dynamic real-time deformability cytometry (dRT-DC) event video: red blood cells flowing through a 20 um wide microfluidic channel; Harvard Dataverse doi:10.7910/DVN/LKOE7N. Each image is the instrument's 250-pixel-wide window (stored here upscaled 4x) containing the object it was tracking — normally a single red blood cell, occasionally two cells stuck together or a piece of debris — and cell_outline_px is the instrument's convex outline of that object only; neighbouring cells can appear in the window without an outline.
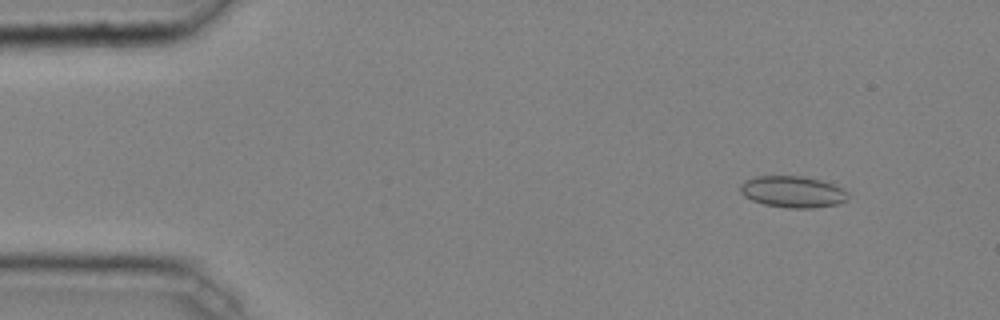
{"species": "common noctule bat (a hibernating species)", "species_latin": "Nyctalus noctula", "temperature_condition": "cold", "stored_images_in_passage": 46, "camera_frame_rate_fps": 3000, "um_per_image_px": 0.085, "animal": {"sex": "male", "body_mass_g": 20.4}, "frame": {"image": 1, "passage_image": 4, "time_ms": 1.0, "image_size_px": [1000, 320], "cell_outline_px": [[848, 200], [836, 204], [812, 208], [788, 208], [764, 204], [752, 200], [744, 196], [740, 192], [740, 184], [744, 180], [756, 176], [804, 176], [820, 180], [832, 184], [848, 192]], "centroid_in_image_um": [67.35, 16.3], "position_along_channel_um": 17.6, "area_um2": 19.77}}
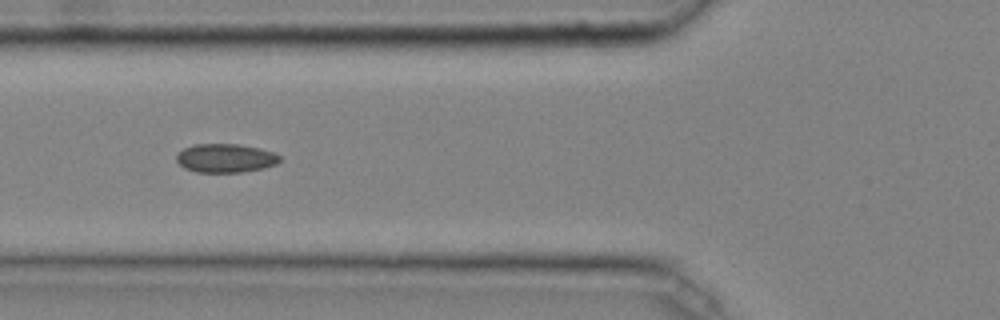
{"frame": {"image": 2, "passage_image": 17, "time_ms": 5.333, "image_size_px": [1000, 320], "cell_outline_px": [[280, 160], [276, 164], [264, 168], [244, 172], [196, 172], [184, 168], [176, 160], [176, 156], [184, 148], [192, 144], [240, 144], [260, 148], [272, 152], [280, 156]], "centroid_in_image_um": [19.17, 13.44], "position_along_channel_um": 106.6, "area_um2": 17.34}}
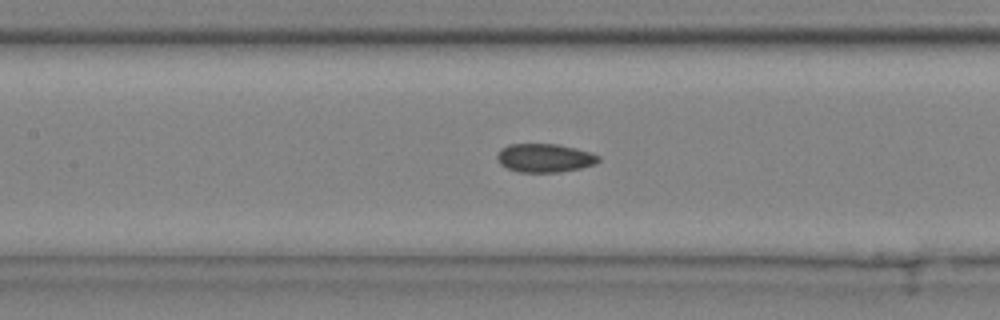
{"frame": {"image": 3, "passage_image": 21, "time_ms": 6.667, "image_size_px": [1000, 320], "cell_outline_px": [[600, 160], [596, 164], [580, 168], [560, 172], [516, 172], [500, 164], [496, 160], [496, 156], [500, 148], [508, 144], [556, 144], [576, 148], [592, 152], [600, 156]], "centroid_in_image_um": [46.29, 13.42], "position_along_channel_um": 161.1, "area_um2": 17.11}, "authors_computed_cell_mechanics": {"area_um2": 17.051, "velocity_mm_per_s": 4.0719, "shape_relaxation_time_tau1_ms": null, "shape_relaxation_time_tau2_ms": 2.4874, "deformation_change_tau1": null, "deformation_change_tau2": 0.0639}}